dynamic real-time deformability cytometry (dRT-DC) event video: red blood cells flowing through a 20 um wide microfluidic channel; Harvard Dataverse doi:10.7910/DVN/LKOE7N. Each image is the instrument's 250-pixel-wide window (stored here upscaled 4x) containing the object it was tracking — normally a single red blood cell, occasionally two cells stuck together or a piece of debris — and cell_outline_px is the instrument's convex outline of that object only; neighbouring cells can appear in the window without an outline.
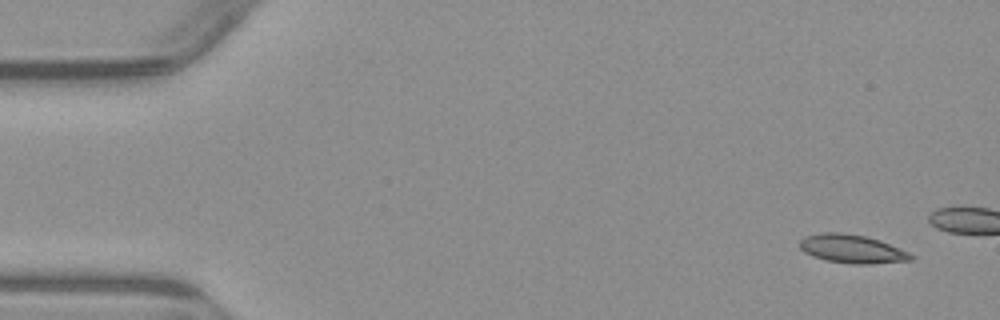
{"species": "common noctule bat (a hibernating species)", "species_latin": "Nyctalus noctula", "temperature_condition": "warm", "stored_images_in_passage": 4, "camera_frame_rate_fps": 3000, "um_per_image_px": 0.085, "animal": {"sex": "male", "body_mass_g": 23.1, "forearm_length_mm": 52.7}, "frame": {"image": 1, "passage_image": 1, "time_ms": 0.0, "image_size_px": [1000, 320], "cell_outline_px": [[916, 256], [912, 260], [868, 264], [852, 264], [828, 260], [812, 256], [804, 252], [800, 248], [800, 240], [804, 236], [820, 232], [840, 232], [864, 236], [880, 240], [908, 252]], "centroid_in_image_um": [72.41, 21.15], "position_along_channel_um": 12.6, "area_um2": 18.44}}